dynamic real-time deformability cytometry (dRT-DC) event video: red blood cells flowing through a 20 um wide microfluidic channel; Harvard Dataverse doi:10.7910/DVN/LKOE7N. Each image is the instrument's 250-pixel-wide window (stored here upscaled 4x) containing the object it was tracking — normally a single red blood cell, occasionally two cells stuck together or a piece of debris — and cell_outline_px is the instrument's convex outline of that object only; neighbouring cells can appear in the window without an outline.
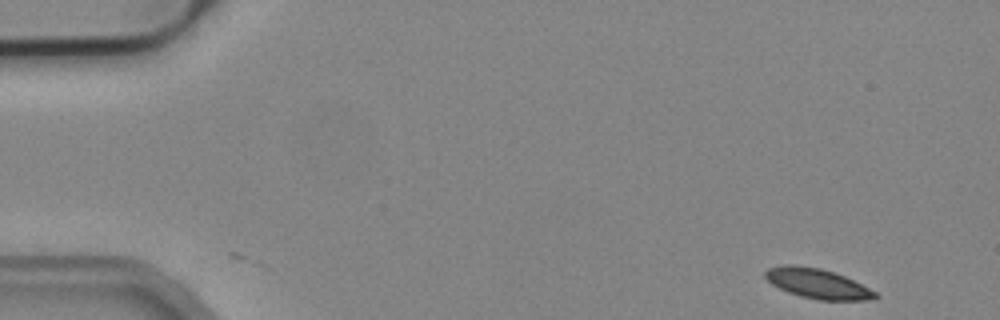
{"species": "common noctule bat (a hibernating species)", "species_latin": "Nyctalus noctula", "temperature_condition": "cold", "stored_images_in_passage": 12, "camera_frame_rate_fps": 3000, "um_per_image_px": 0.085, "animal": {"sex": "male", "body_mass_g": 19.2, "forearm_length_mm": 51.8}, "frame": {"image": 1, "passage_image": 1, "time_ms": 0.0, "image_size_px": [1000, 320], "cell_outline_px": [[880, 296], [872, 300], [820, 300], [800, 296], [788, 292], [772, 284], [764, 276], [764, 272], [768, 268], [784, 264], [792, 264], [820, 268], [844, 276], [876, 292]], "centroid_in_image_um": [69.47, 24.1], "position_along_channel_um": 15.5, "area_um2": 19.02}}